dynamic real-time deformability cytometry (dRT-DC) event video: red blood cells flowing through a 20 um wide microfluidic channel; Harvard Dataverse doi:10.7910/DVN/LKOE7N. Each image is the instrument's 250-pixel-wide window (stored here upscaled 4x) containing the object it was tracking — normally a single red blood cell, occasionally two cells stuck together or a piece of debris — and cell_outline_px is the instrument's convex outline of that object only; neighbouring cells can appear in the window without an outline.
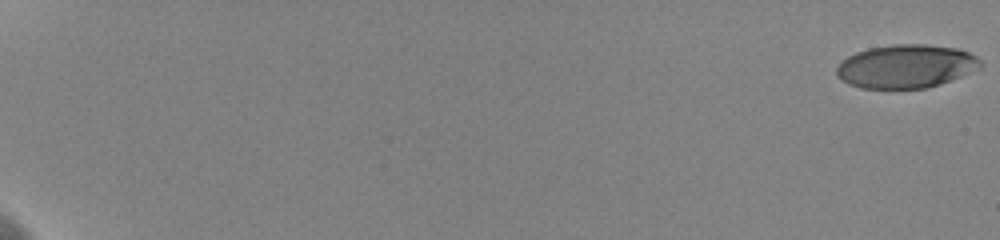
{"species": "human", "species_latin": "Homo sapiens", "temperature_condition": "cold", "stored_images_in_passage": 22, "camera_frame_rate_fps": 3000, "um_per_image_px": 0.085, "donor": {"sex": "female"}, "frame": {"image": 1, "passage_image": 1, "time_ms": 0.0, "image_size_px": [1000, 240], "cell_outline_px": [[984, 64], [980, 68], [940, 84], [924, 88], [860, 88], [848, 84], [836, 76], [836, 68], [840, 60], [856, 52], [868, 48], [892, 44], [924, 44], [956, 48], [968, 52], [976, 56]], "centroid_in_image_um": [76.98, 5.63], "position_along_channel_um": 8.0, "area_um2": 36.53}}
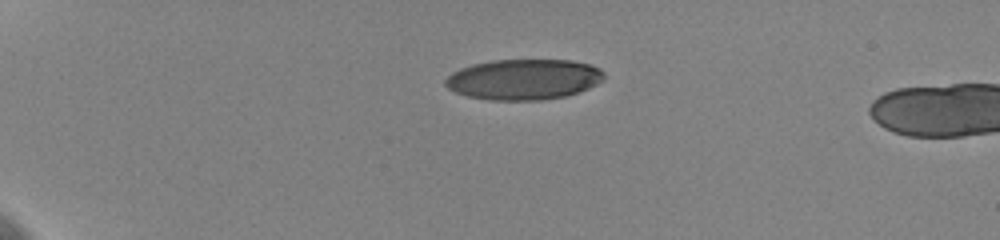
{"frame": {"image": 2, "passage_image": 17, "time_ms": 5.333, "image_size_px": [1000, 240], "cell_outline_px": [[604, 80], [580, 92], [564, 96], [540, 100], [488, 100], [468, 96], [456, 92], [448, 88], [444, 84], [444, 80], [452, 72], [460, 68], [472, 64], [492, 60], [572, 60], [592, 64], [600, 68], [604, 72]], "centroid_in_image_um": [44.53, 6.74], "position_along_channel_um": 40.5, "area_um2": 37.74}}